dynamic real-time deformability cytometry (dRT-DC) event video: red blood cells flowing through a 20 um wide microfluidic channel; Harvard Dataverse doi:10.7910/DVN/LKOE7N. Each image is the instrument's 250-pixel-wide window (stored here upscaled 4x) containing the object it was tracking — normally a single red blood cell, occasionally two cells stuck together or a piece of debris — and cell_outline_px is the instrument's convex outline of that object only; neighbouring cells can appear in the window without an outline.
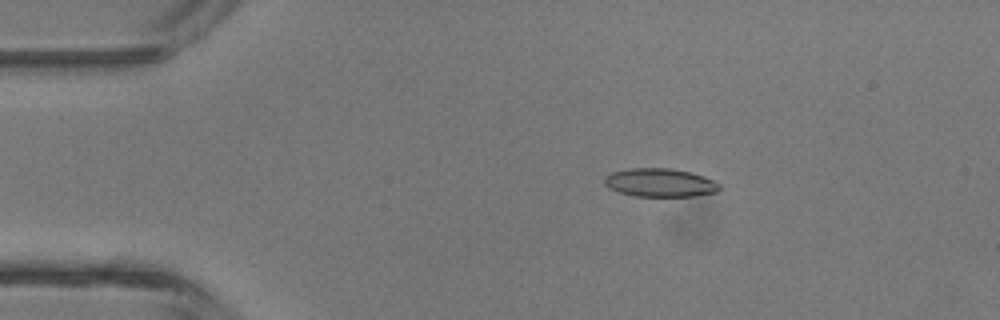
{"species": "common noctule bat (a hibernating species)", "species_latin": "Nyctalus noctula", "temperature_condition": "room temperature", "stored_images_in_passage": 4, "camera_frame_rate_fps": 3000, "um_per_image_px": 0.085, "animal": {"sex": "male", "body_mass_g": 13.3}, "frame": {"image": 1, "passage_image": 3, "time_ms": 2.333, "image_size_px": [1000, 320], "cell_outline_px": [[720, 188], [716, 192], [692, 196], [636, 196], [620, 192], [608, 188], [604, 184], [604, 176], [612, 172], [628, 168], [672, 168], [692, 172], [704, 176], [720, 184]], "centroid_in_image_um": [56.08, 15.51], "position_along_channel_um": 28.9, "area_um2": 19.13}}